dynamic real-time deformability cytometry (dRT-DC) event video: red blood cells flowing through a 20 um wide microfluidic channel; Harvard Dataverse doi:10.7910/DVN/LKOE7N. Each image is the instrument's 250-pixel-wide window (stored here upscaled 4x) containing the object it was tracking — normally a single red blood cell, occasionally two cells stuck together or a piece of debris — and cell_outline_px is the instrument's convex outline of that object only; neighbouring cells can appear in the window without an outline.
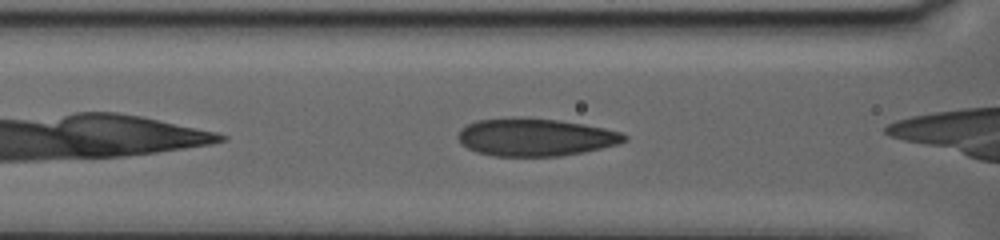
{"species": "human", "species_latin": "Homo sapiens", "temperature_condition": "warm", "stored_images_in_passage": 48, "camera_frame_rate_fps": 3000, "um_per_image_px": 0.085, "donor": {"sex": "female"}, "frame": {"image": 1, "passage_image": 11, "time_ms": 3.333, "image_size_px": [1000, 240], "cell_outline_px": [[628, 140], [620, 144], [584, 152], [560, 156], [496, 156], [476, 152], [460, 144], [456, 136], [460, 128], [476, 120], [516, 116], [528, 116], [560, 120], [584, 124], [604, 128], [620, 132], [628, 136]], "centroid_in_image_um": [45.49, 11.64], "position_along_channel_um": 121.1, "area_um2": 37.22}}
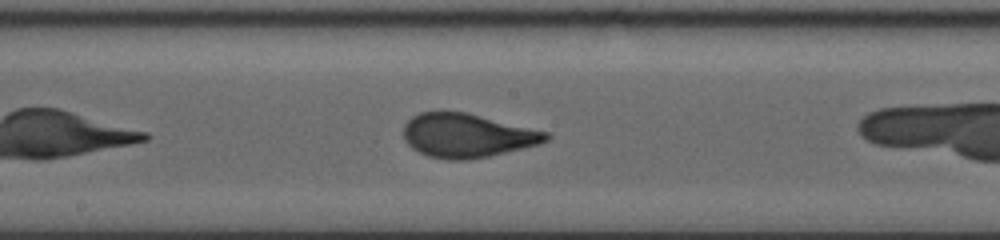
{"frame": {"image": 2, "passage_image": 23, "time_ms": 7.333, "image_size_px": [1000, 240], "cell_outline_px": [[552, 136], [548, 140], [540, 144], [524, 148], [488, 156], [468, 160], [448, 160], [428, 156], [412, 148], [404, 140], [404, 124], [412, 116], [420, 112], [440, 108], [468, 112], [548, 132]], "centroid_in_image_um": [39.68, 11.48], "position_along_channel_um": 208.5, "area_um2": 37.22}}
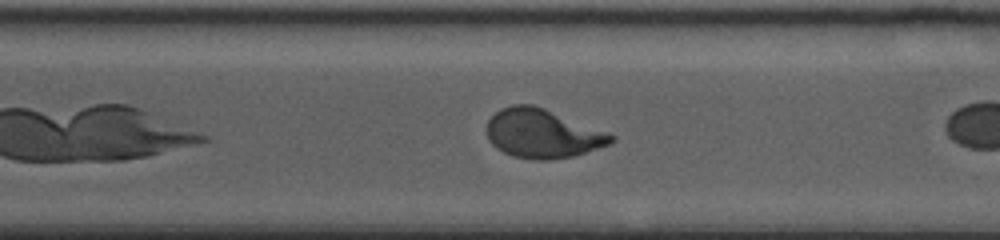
{"frame": {"image": 3, "passage_image": 39, "time_ms": 12.667, "image_size_px": [1000, 240], "cell_outline_px": [[616, 140], [608, 144], [572, 156], [552, 160], [532, 160], [512, 156], [496, 148], [488, 140], [488, 120], [500, 108], [512, 104], [532, 104], [544, 108], [608, 132], [616, 136]], "centroid_in_image_um": [46.1, 11.35], "position_along_channel_um": 324.5, "area_um2": 35.37}}